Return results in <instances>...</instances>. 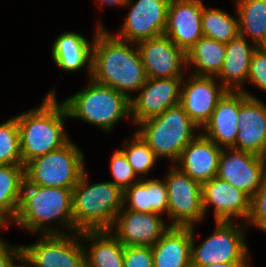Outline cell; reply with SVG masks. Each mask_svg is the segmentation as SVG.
Masks as SVG:
<instances>
[{"mask_svg": "<svg viewBox=\"0 0 266 267\" xmlns=\"http://www.w3.org/2000/svg\"><path fill=\"white\" fill-rule=\"evenodd\" d=\"M92 43L90 78L133 98L128 92H138L147 80L137 46L130 48L128 41L108 33L101 22Z\"/></svg>", "mask_w": 266, "mask_h": 267, "instance_id": "1", "label": "cell"}, {"mask_svg": "<svg viewBox=\"0 0 266 267\" xmlns=\"http://www.w3.org/2000/svg\"><path fill=\"white\" fill-rule=\"evenodd\" d=\"M67 117V109L64 103L57 102L54 90L48 92L40 107L16 116L23 165L70 141L63 124Z\"/></svg>", "mask_w": 266, "mask_h": 267, "instance_id": "2", "label": "cell"}, {"mask_svg": "<svg viewBox=\"0 0 266 267\" xmlns=\"http://www.w3.org/2000/svg\"><path fill=\"white\" fill-rule=\"evenodd\" d=\"M62 223L66 230L74 231L72 212V189L39 186L23 183L21 202L13 223L32 233L42 235H64L58 229L47 226L50 221ZM46 225V226H45Z\"/></svg>", "mask_w": 266, "mask_h": 267, "instance_id": "3", "label": "cell"}, {"mask_svg": "<svg viewBox=\"0 0 266 267\" xmlns=\"http://www.w3.org/2000/svg\"><path fill=\"white\" fill-rule=\"evenodd\" d=\"M85 170L72 189L76 232L110 230L123 208L124 191L110 182L89 185Z\"/></svg>", "mask_w": 266, "mask_h": 267, "instance_id": "4", "label": "cell"}, {"mask_svg": "<svg viewBox=\"0 0 266 267\" xmlns=\"http://www.w3.org/2000/svg\"><path fill=\"white\" fill-rule=\"evenodd\" d=\"M89 85L63 101L70 118H79L106 132L124 117H131L130 98L89 79Z\"/></svg>", "mask_w": 266, "mask_h": 267, "instance_id": "5", "label": "cell"}, {"mask_svg": "<svg viewBox=\"0 0 266 267\" xmlns=\"http://www.w3.org/2000/svg\"><path fill=\"white\" fill-rule=\"evenodd\" d=\"M138 126L140 129L136 132L157 158L166 157L173 163L177 162L183 149L198 135L194 133L199 128L180 104L139 123Z\"/></svg>", "mask_w": 266, "mask_h": 267, "instance_id": "6", "label": "cell"}, {"mask_svg": "<svg viewBox=\"0 0 266 267\" xmlns=\"http://www.w3.org/2000/svg\"><path fill=\"white\" fill-rule=\"evenodd\" d=\"M83 153L70 140L62 148L27 162L25 180L34 185L73 189L85 170Z\"/></svg>", "mask_w": 266, "mask_h": 267, "instance_id": "7", "label": "cell"}, {"mask_svg": "<svg viewBox=\"0 0 266 267\" xmlns=\"http://www.w3.org/2000/svg\"><path fill=\"white\" fill-rule=\"evenodd\" d=\"M215 222L216 230L198 246L195 245V232L194 226H192V267L218 263L249 262L244 229L236 226L234 221Z\"/></svg>", "mask_w": 266, "mask_h": 267, "instance_id": "8", "label": "cell"}, {"mask_svg": "<svg viewBox=\"0 0 266 267\" xmlns=\"http://www.w3.org/2000/svg\"><path fill=\"white\" fill-rule=\"evenodd\" d=\"M168 190L170 226L192 227L204 218L202 184L190 178L178 166H171L164 178Z\"/></svg>", "mask_w": 266, "mask_h": 267, "instance_id": "9", "label": "cell"}, {"mask_svg": "<svg viewBox=\"0 0 266 267\" xmlns=\"http://www.w3.org/2000/svg\"><path fill=\"white\" fill-rule=\"evenodd\" d=\"M69 233L42 235L37 243L21 246L22 255L33 267H84L85 246L77 238L79 232Z\"/></svg>", "mask_w": 266, "mask_h": 267, "instance_id": "10", "label": "cell"}, {"mask_svg": "<svg viewBox=\"0 0 266 267\" xmlns=\"http://www.w3.org/2000/svg\"><path fill=\"white\" fill-rule=\"evenodd\" d=\"M227 150L222 149L216 177L252 198L266 178V157L233 148Z\"/></svg>", "mask_w": 266, "mask_h": 267, "instance_id": "11", "label": "cell"}, {"mask_svg": "<svg viewBox=\"0 0 266 267\" xmlns=\"http://www.w3.org/2000/svg\"><path fill=\"white\" fill-rule=\"evenodd\" d=\"M170 0H137L126 4L131 9L117 38L137 44L164 35L167 25V10Z\"/></svg>", "mask_w": 266, "mask_h": 267, "instance_id": "12", "label": "cell"}, {"mask_svg": "<svg viewBox=\"0 0 266 267\" xmlns=\"http://www.w3.org/2000/svg\"><path fill=\"white\" fill-rule=\"evenodd\" d=\"M183 77L147 78L137 97L130 99L131 118L139 124L180 104Z\"/></svg>", "mask_w": 266, "mask_h": 267, "instance_id": "13", "label": "cell"}, {"mask_svg": "<svg viewBox=\"0 0 266 267\" xmlns=\"http://www.w3.org/2000/svg\"><path fill=\"white\" fill-rule=\"evenodd\" d=\"M238 133L233 149L266 157V105L251 93L239 91Z\"/></svg>", "mask_w": 266, "mask_h": 267, "instance_id": "14", "label": "cell"}, {"mask_svg": "<svg viewBox=\"0 0 266 267\" xmlns=\"http://www.w3.org/2000/svg\"><path fill=\"white\" fill-rule=\"evenodd\" d=\"M158 213L119 211L110 232L124 246H153L171 227Z\"/></svg>", "mask_w": 266, "mask_h": 267, "instance_id": "15", "label": "cell"}, {"mask_svg": "<svg viewBox=\"0 0 266 267\" xmlns=\"http://www.w3.org/2000/svg\"><path fill=\"white\" fill-rule=\"evenodd\" d=\"M215 76L189 75L182 81L180 105L189 118L202 129L210 120L219 100L228 91L222 84L217 86Z\"/></svg>", "mask_w": 266, "mask_h": 267, "instance_id": "16", "label": "cell"}, {"mask_svg": "<svg viewBox=\"0 0 266 267\" xmlns=\"http://www.w3.org/2000/svg\"><path fill=\"white\" fill-rule=\"evenodd\" d=\"M147 78L183 77L186 53L166 35H161L137 44ZM184 67V68H183Z\"/></svg>", "mask_w": 266, "mask_h": 267, "instance_id": "17", "label": "cell"}, {"mask_svg": "<svg viewBox=\"0 0 266 267\" xmlns=\"http://www.w3.org/2000/svg\"><path fill=\"white\" fill-rule=\"evenodd\" d=\"M201 0H170L164 32L176 46L187 53L202 37Z\"/></svg>", "mask_w": 266, "mask_h": 267, "instance_id": "18", "label": "cell"}, {"mask_svg": "<svg viewBox=\"0 0 266 267\" xmlns=\"http://www.w3.org/2000/svg\"><path fill=\"white\" fill-rule=\"evenodd\" d=\"M202 204L205 215L209 205L214 206L215 221L248 220L251 211V198L218 177L202 184Z\"/></svg>", "mask_w": 266, "mask_h": 267, "instance_id": "19", "label": "cell"}, {"mask_svg": "<svg viewBox=\"0 0 266 267\" xmlns=\"http://www.w3.org/2000/svg\"><path fill=\"white\" fill-rule=\"evenodd\" d=\"M222 149L199 133L183 149L176 163L181 164L178 168L190 178L203 184L217 176Z\"/></svg>", "mask_w": 266, "mask_h": 267, "instance_id": "20", "label": "cell"}, {"mask_svg": "<svg viewBox=\"0 0 266 267\" xmlns=\"http://www.w3.org/2000/svg\"><path fill=\"white\" fill-rule=\"evenodd\" d=\"M238 114L239 91L228 90L219 100L210 120L202 128V134L221 148H232L239 130Z\"/></svg>", "mask_w": 266, "mask_h": 267, "instance_id": "21", "label": "cell"}, {"mask_svg": "<svg viewBox=\"0 0 266 267\" xmlns=\"http://www.w3.org/2000/svg\"><path fill=\"white\" fill-rule=\"evenodd\" d=\"M192 227L171 226L152 246L154 267H192Z\"/></svg>", "mask_w": 266, "mask_h": 267, "instance_id": "22", "label": "cell"}, {"mask_svg": "<svg viewBox=\"0 0 266 267\" xmlns=\"http://www.w3.org/2000/svg\"><path fill=\"white\" fill-rule=\"evenodd\" d=\"M226 54L220 72L215 76L230 91L242 90L247 81L250 61L257 45L248 44L245 37L238 35L225 44Z\"/></svg>", "mask_w": 266, "mask_h": 267, "instance_id": "23", "label": "cell"}, {"mask_svg": "<svg viewBox=\"0 0 266 267\" xmlns=\"http://www.w3.org/2000/svg\"><path fill=\"white\" fill-rule=\"evenodd\" d=\"M143 179V180H142ZM140 178L124 190L123 202L128 210L143 213H168V190L165 181ZM127 202L130 204L126 205Z\"/></svg>", "mask_w": 266, "mask_h": 267, "instance_id": "24", "label": "cell"}, {"mask_svg": "<svg viewBox=\"0 0 266 267\" xmlns=\"http://www.w3.org/2000/svg\"><path fill=\"white\" fill-rule=\"evenodd\" d=\"M92 46L88 40L76 32L62 33L52 45V59L61 70L74 72L88 66L91 77Z\"/></svg>", "mask_w": 266, "mask_h": 267, "instance_id": "25", "label": "cell"}, {"mask_svg": "<svg viewBox=\"0 0 266 267\" xmlns=\"http://www.w3.org/2000/svg\"><path fill=\"white\" fill-rule=\"evenodd\" d=\"M79 237L90 242V248L85 247L86 267H123L124 245L110 230L82 231Z\"/></svg>", "mask_w": 266, "mask_h": 267, "instance_id": "26", "label": "cell"}, {"mask_svg": "<svg viewBox=\"0 0 266 267\" xmlns=\"http://www.w3.org/2000/svg\"><path fill=\"white\" fill-rule=\"evenodd\" d=\"M24 181V165H0V216L8 224L17 216Z\"/></svg>", "mask_w": 266, "mask_h": 267, "instance_id": "27", "label": "cell"}, {"mask_svg": "<svg viewBox=\"0 0 266 267\" xmlns=\"http://www.w3.org/2000/svg\"><path fill=\"white\" fill-rule=\"evenodd\" d=\"M226 54L225 43L202 37L186 53V69L194 66L191 74L196 76H216L223 65Z\"/></svg>", "mask_w": 266, "mask_h": 267, "instance_id": "28", "label": "cell"}, {"mask_svg": "<svg viewBox=\"0 0 266 267\" xmlns=\"http://www.w3.org/2000/svg\"><path fill=\"white\" fill-rule=\"evenodd\" d=\"M239 35L249 36L257 46L266 35V0H235Z\"/></svg>", "mask_w": 266, "mask_h": 267, "instance_id": "29", "label": "cell"}, {"mask_svg": "<svg viewBox=\"0 0 266 267\" xmlns=\"http://www.w3.org/2000/svg\"><path fill=\"white\" fill-rule=\"evenodd\" d=\"M203 36L222 43H229L239 35V19L217 8H205L202 11Z\"/></svg>", "mask_w": 266, "mask_h": 267, "instance_id": "30", "label": "cell"}, {"mask_svg": "<svg viewBox=\"0 0 266 267\" xmlns=\"http://www.w3.org/2000/svg\"><path fill=\"white\" fill-rule=\"evenodd\" d=\"M123 148L120 150L125 154L134 173L142 174L143 177L147 176L149 170L156 163L157 156L143 138L136 132L132 135L129 143L128 141L123 143Z\"/></svg>", "mask_w": 266, "mask_h": 267, "instance_id": "31", "label": "cell"}, {"mask_svg": "<svg viewBox=\"0 0 266 267\" xmlns=\"http://www.w3.org/2000/svg\"><path fill=\"white\" fill-rule=\"evenodd\" d=\"M0 165H23L16 117L0 124Z\"/></svg>", "mask_w": 266, "mask_h": 267, "instance_id": "32", "label": "cell"}, {"mask_svg": "<svg viewBox=\"0 0 266 267\" xmlns=\"http://www.w3.org/2000/svg\"><path fill=\"white\" fill-rule=\"evenodd\" d=\"M110 170L113 180H115L112 183L119 186L123 191L140 180L136 178L138 175L134 173L125 154L120 149H116L111 157Z\"/></svg>", "mask_w": 266, "mask_h": 267, "instance_id": "33", "label": "cell"}, {"mask_svg": "<svg viewBox=\"0 0 266 267\" xmlns=\"http://www.w3.org/2000/svg\"><path fill=\"white\" fill-rule=\"evenodd\" d=\"M246 222L266 232V178L258 192L251 198V211Z\"/></svg>", "mask_w": 266, "mask_h": 267, "instance_id": "34", "label": "cell"}, {"mask_svg": "<svg viewBox=\"0 0 266 267\" xmlns=\"http://www.w3.org/2000/svg\"><path fill=\"white\" fill-rule=\"evenodd\" d=\"M123 267H154L152 246H124Z\"/></svg>", "mask_w": 266, "mask_h": 267, "instance_id": "35", "label": "cell"}, {"mask_svg": "<svg viewBox=\"0 0 266 267\" xmlns=\"http://www.w3.org/2000/svg\"><path fill=\"white\" fill-rule=\"evenodd\" d=\"M247 82L266 92V53L259 48L252 54Z\"/></svg>", "mask_w": 266, "mask_h": 267, "instance_id": "36", "label": "cell"}, {"mask_svg": "<svg viewBox=\"0 0 266 267\" xmlns=\"http://www.w3.org/2000/svg\"><path fill=\"white\" fill-rule=\"evenodd\" d=\"M21 254V246H10L0 239V267H11L13 259L17 260Z\"/></svg>", "mask_w": 266, "mask_h": 267, "instance_id": "37", "label": "cell"}, {"mask_svg": "<svg viewBox=\"0 0 266 267\" xmlns=\"http://www.w3.org/2000/svg\"><path fill=\"white\" fill-rule=\"evenodd\" d=\"M199 267H249V263L247 262H231V263H218V264H210Z\"/></svg>", "mask_w": 266, "mask_h": 267, "instance_id": "38", "label": "cell"}, {"mask_svg": "<svg viewBox=\"0 0 266 267\" xmlns=\"http://www.w3.org/2000/svg\"><path fill=\"white\" fill-rule=\"evenodd\" d=\"M97 2L106 3L107 5L126 6L129 0H96Z\"/></svg>", "mask_w": 266, "mask_h": 267, "instance_id": "39", "label": "cell"}, {"mask_svg": "<svg viewBox=\"0 0 266 267\" xmlns=\"http://www.w3.org/2000/svg\"><path fill=\"white\" fill-rule=\"evenodd\" d=\"M17 261L22 263L23 265H14V263L11 265V267H33V265L27 260V258L24 255H20V257L17 259Z\"/></svg>", "mask_w": 266, "mask_h": 267, "instance_id": "40", "label": "cell"}, {"mask_svg": "<svg viewBox=\"0 0 266 267\" xmlns=\"http://www.w3.org/2000/svg\"><path fill=\"white\" fill-rule=\"evenodd\" d=\"M262 52L266 53V35L264 39L260 42V44L257 46Z\"/></svg>", "mask_w": 266, "mask_h": 267, "instance_id": "41", "label": "cell"}, {"mask_svg": "<svg viewBox=\"0 0 266 267\" xmlns=\"http://www.w3.org/2000/svg\"><path fill=\"white\" fill-rule=\"evenodd\" d=\"M9 225H8V223L0 216V227L2 228V229H7V227H8ZM0 239H1V237H0Z\"/></svg>", "mask_w": 266, "mask_h": 267, "instance_id": "42", "label": "cell"}]
</instances>
